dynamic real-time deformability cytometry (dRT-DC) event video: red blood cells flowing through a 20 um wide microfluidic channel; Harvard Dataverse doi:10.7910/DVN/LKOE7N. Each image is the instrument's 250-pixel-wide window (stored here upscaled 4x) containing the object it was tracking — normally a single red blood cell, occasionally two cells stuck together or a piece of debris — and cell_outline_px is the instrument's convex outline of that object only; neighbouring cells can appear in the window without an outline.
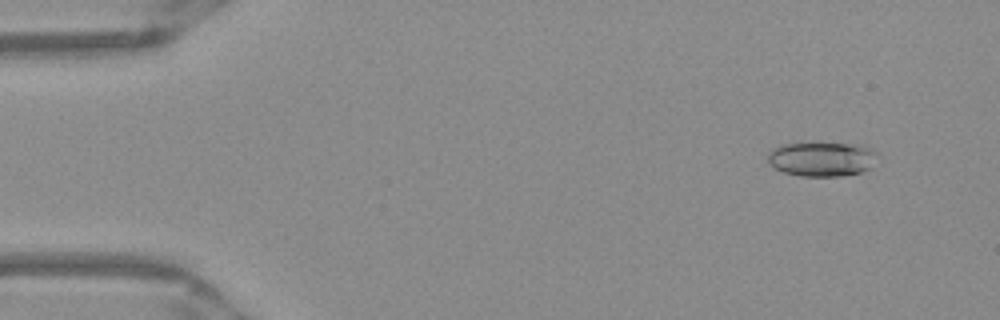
{"species": "Egyptian fruit bat (a non-hibernating species)", "species_latin": "Rousettus aegyptiacus", "temperature_condition": "warm", "stored_images_in_passage": 52, "camera_frame_rate_fps": 3000, "um_per_image_px": 0.085, "frame": {"image": 1, "passage_image": 5, "time_ms": 1.333, "image_size_px": [1000, 320], "cell_outline_px": [[880, 152], [868, 168], [860, 172], [840, 176], [800, 176], [784, 172], [768, 164], [768, 152], [784, 144], [848, 144], [868, 148]], "centroid_in_image_um": [69.83, 13.54], "position_along_channel_um": 15.2, "area_um2": 21.44}}
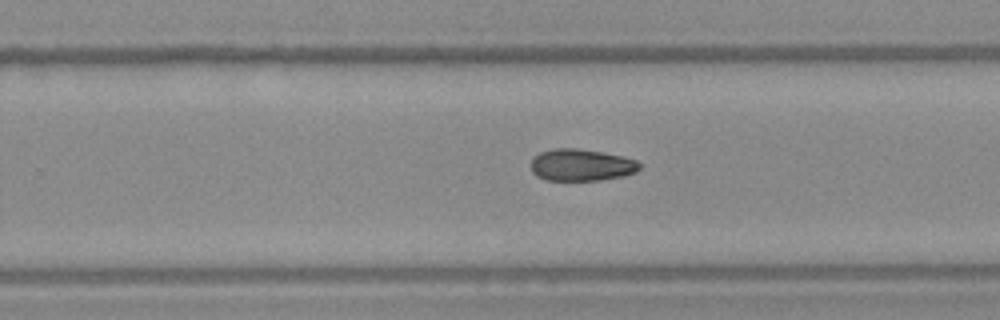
{"frame": {"image": 2, "passage_image": 33, "time_ms": 10.667, "image_size_px": [1000, 320], "cell_outline_px": [[640, 168], [636, 172], [624, 176], [600, 180], [548, 180], [536, 176], [532, 172], [532, 156], [540, 152], [552, 148], [576, 148], [600, 152], [620, 156], [636, 160], [640, 164]], "centroid_in_image_um": [49.38, 14.02], "position_along_channel_um": 280.4, "area_um2": 20.17}}
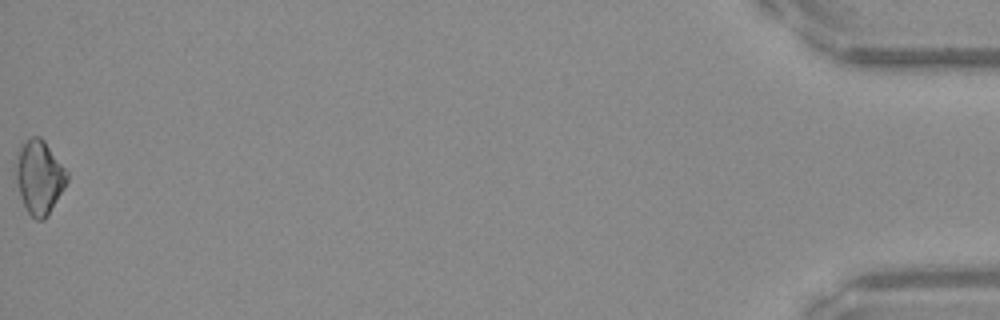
{"frame": {"image": 3, "passage_image": 52, "time_ms": 17.0, "image_size_px": [1000, 320], "cell_outline_px": [[68, 180], [64, 188], [48, 216], [44, 220], [36, 220], [28, 212], [20, 196], [12, 164], [16, 152], [20, 144], [32, 136], [40, 136], [44, 140], [68, 172]], "centroid_in_image_um": [3.3, 15.02], "position_along_channel_um": 431.9, "area_um2": 22.48}}